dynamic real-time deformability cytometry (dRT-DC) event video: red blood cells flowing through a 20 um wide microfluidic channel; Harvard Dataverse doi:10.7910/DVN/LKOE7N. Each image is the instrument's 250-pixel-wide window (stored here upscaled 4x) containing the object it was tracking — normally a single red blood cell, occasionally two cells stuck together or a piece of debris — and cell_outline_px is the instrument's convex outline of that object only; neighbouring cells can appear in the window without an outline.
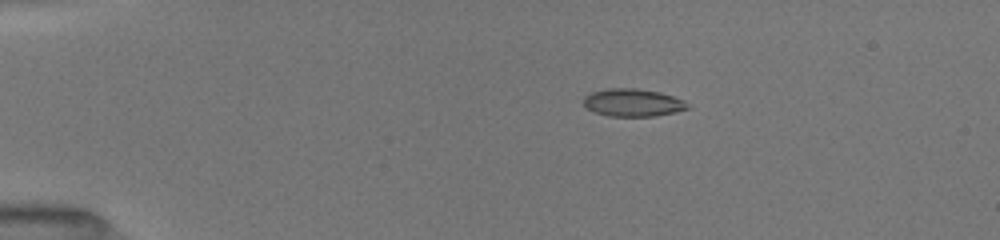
{"species": "common noctule bat (a hibernating species)", "species_latin": "Nyctalus noctula", "temperature_condition": "room temperature", "stored_images_in_passage": 5, "camera_frame_rate_fps": 3000, "um_per_image_px": 0.085, "animal": {"sex": "female", "body_mass_g": 19.5, "forearm_length_mm": 54.1}, "frame": {"image": 1, "passage_image": 3, "time_ms": 2.0, "image_size_px": [1000, 240], "cell_outline_px": [[692, 108], [676, 112], [656, 116], [608, 116], [592, 112], [584, 104], [584, 96], [592, 92], [608, 88], [636, 88], [656, 92], [672, 96], [684, 100]], "centroid_in_image_um": [53.8, 8.73], "position_along_channel_um": 31.2, "area_um2": 16.82}}